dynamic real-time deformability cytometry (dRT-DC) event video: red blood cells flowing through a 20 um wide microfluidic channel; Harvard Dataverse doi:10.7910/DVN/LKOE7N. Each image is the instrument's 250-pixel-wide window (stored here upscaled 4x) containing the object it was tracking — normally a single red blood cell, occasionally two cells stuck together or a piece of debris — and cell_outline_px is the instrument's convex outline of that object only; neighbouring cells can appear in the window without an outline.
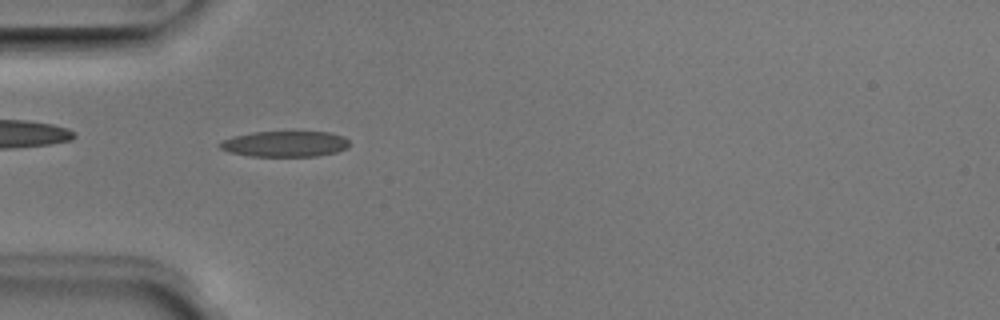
{"species": "Egyptian fruit bat (a non-hibernating species)", "species_latin": "Rousettus aegyptiacus", "temperature_condition": "room temperature", "stored_images_in_passage": 50, "camera_frame_rate_fps": 3000, "um_per_image_px": 0.085, "animal": {"sex": "male"}, "frame": {"image": 1, "passage_image": 15, "time_ms": 4.667, "image_size_px": [1000, 320], "cell_outline_px": [[348, 148], [336, 152], [316, 156], [248, 156], [228, 152], [220, 148], [216, 144], [224, 140], [236, 136], [252, 132], [332, 132], [344, 136], [348, 140]], "centroid_in_image_um": [24.23, 12.23], "position_along_channel_um": 60.8, "area_um2": 19.48}}
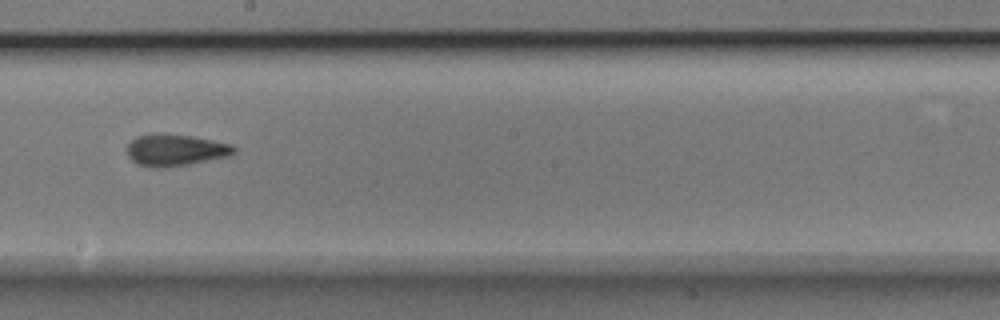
{"frame": {"image": 2, "passage_image": 28, "time_ms": 9.0, "image_size_px": [1000, 320], "cell_outline_px": [[236, 152], [228, 156], [188, 164], [164, 168], [156, 168], [140, 164], [132, 160], [128, 156], [124, 148], [136, 136], [156, 132], [168, 132], [192, 136], [232, 144], [236, 148]], "centroid_in_image_um": [14.87, 12.72], "position_along_channel_um": 233.3, "area_um2": 20.11}}
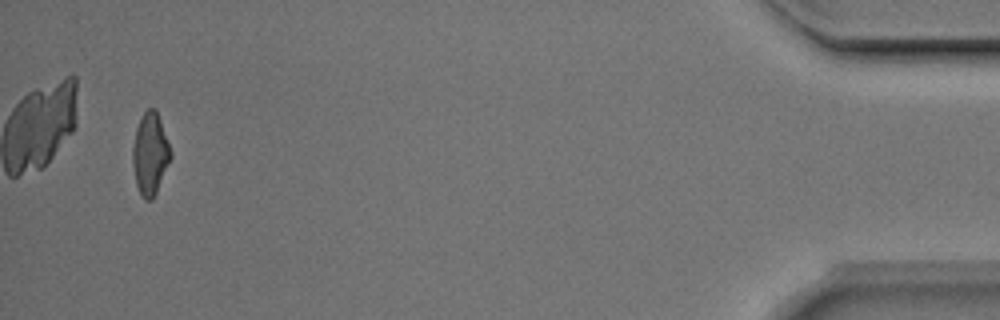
{"frame": {"image": 3, "passage_image": 48, "time_ms": 15.667, "image_size_px": [1000, 320], "cell_outline_px": [[172, 156], [156, 192], [152, 200], [144, 200], [136, 184], [132, 164], [132, 148], [136, 128], [144, 112], [148, 108], [156, 108], [172, 152]], "centroid_in_image_um": [12.76, 13.07], "position_along_channel_um": 422.4, "area_um2": 18.09}, "authors_computed_cell_mechanics": {"area_um2": 18.6983, "velocity_mm_per_s": 4.038, "shape_relaxation_time_tau1_ms": 3.3552, "shape_relaxation_time_tau2_ms": 3.3995, "deformation_change_tau1": 0.1511, "deformation_change_tau2": 0.1152}}